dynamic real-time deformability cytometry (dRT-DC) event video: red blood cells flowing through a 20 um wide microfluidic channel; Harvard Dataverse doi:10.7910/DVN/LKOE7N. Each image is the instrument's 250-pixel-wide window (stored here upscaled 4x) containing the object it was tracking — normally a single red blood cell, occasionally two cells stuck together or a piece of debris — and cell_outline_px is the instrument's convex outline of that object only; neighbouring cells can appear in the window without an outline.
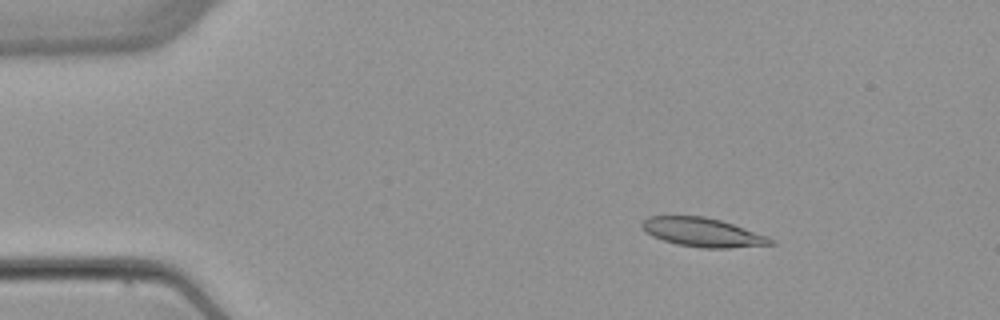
{"species": "common noctule bat (a hibernating species)", "species_latin": "Nyctalus noctula", "temperature_condition": "warm", "stored_images_in_passage": 4, "camera_frame_rate_fps": 3000, "um_per_image_px": 0.085, "animal": {"sex": "female", "body_mass_g": 22.7, "forearm_length_mm": 54.2}, "frame": {"image": 1, "passage_image": 3, "time_ms": 2.333, "image_size_px": [1000, 320], "cell_outline_px": [[776, 244], [728, 248], [700, 248], [676, 244], [652, 236], [640, 224], [648, 216], [704, 216], [720, 220], [768, 236]], "centroid_in_image_um": [59.73, 19.75], "position_along_channel_um": 25.3, "area_um2": 21.44}}